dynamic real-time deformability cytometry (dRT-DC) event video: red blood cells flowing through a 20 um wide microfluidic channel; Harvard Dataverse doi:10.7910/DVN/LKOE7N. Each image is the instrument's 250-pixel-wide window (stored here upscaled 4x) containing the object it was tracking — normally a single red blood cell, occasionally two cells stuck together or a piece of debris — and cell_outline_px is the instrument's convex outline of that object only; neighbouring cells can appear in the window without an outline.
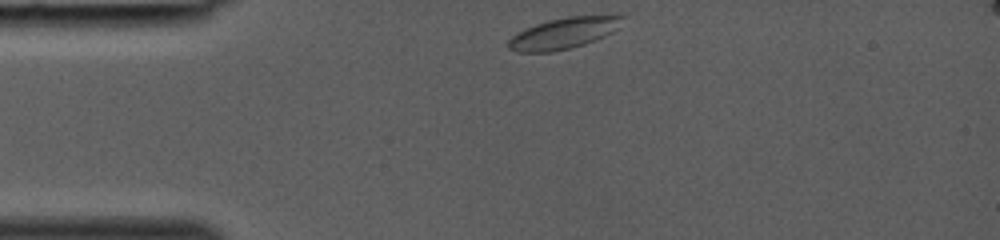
{"species": "common noctule bat (a hibernating species)", "species_latin": "Nyctalus noctula", "temperature_condition": "room temperature", "stored_images_in_passage": 28, "camera_frame_rate_fps": 3000, "um_per_image_px": 0.085, "animal": {"sex": "female", "body_mass_g": 19.0, "forearm_length_mm": 53.3}, "frame": {"image": 1, "passage_image": 1, "time_ms": 0.0, "image_size_px": [1000, 240], "cell_outline_px": [[624, 16], [612, 32], [596, 40], [572, 48], [552, 52], [516, 52], [508, 48], [508, 40], [516, 32], [536, 24], [548, 20], [568, 16], [620, 12]], "centroid_in_image_um": [47.95, 2.78], "position_along_channel_um": 37.0, "area_um2": 21.21}}
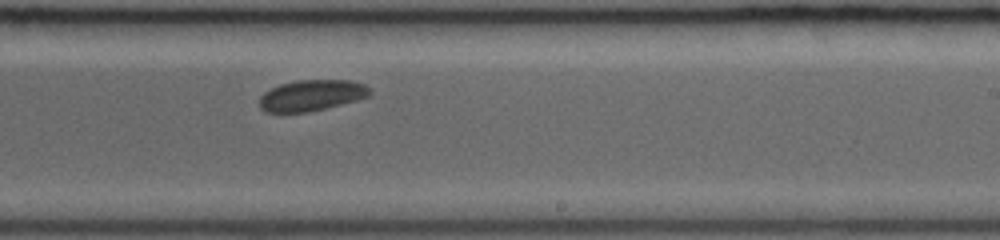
{"frame": {"image": 2, "passage_image": 17, "time_ms": 5.333, "image_size_px": [1000, 240], "cell_outline_px": [[372, 92], [368, 96], [356, 100], [308, 112], [264, 112], [260, 108], [260, 96], [264, 92], [280, 84], [296, 80], [348, 80], [364, 84]], "centroid_in_image_um": [26.45, 8.1], "position_along_channel_um": 262.5, "area_um2": 19.77}}
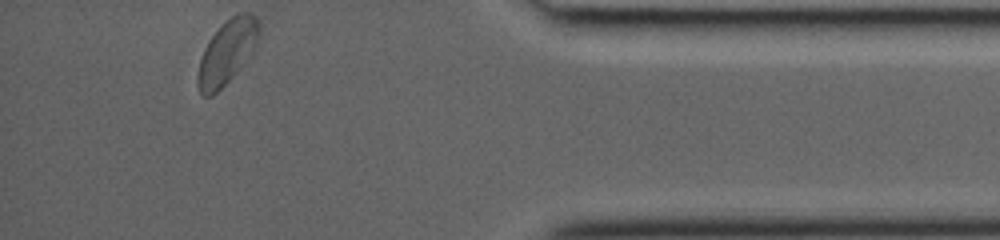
{"frame": {"image": 3, "passage_image": 28, "time_ms": 9.0, "image_size_px": [1000, 240], "cell_outline_px": [[260, 36], [252, 52], [228, 80], [212, 96], [204, 96], [200, 92], [196, 80], [200, 60], [204, 48], [212, 36], [232, 16], [240, 12], [248, 12], [256, 16], [260, 24]], "centroid_in_image_um": [19.31, 4.4], "position_along_channel_um": 415.9, "area_um2": 22.25}}